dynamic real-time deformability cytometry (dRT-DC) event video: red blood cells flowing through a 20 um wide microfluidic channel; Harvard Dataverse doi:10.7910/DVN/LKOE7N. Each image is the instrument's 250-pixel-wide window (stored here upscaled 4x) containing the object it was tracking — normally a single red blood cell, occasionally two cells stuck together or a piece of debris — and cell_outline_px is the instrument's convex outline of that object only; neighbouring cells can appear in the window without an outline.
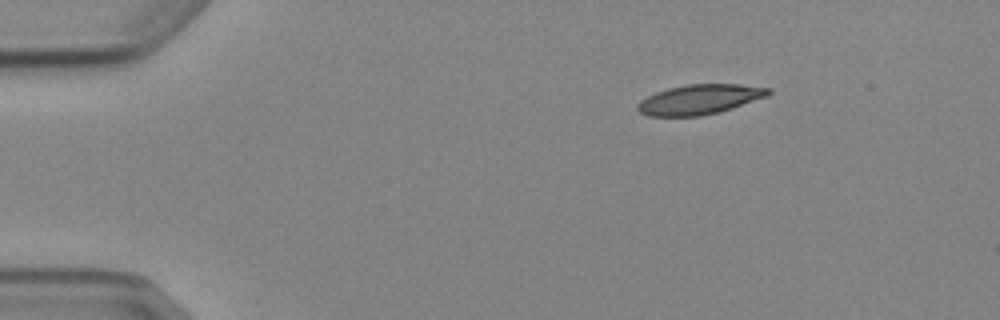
{"species": "Egyptian fruit bat (a non-hibernating species)", "species_latin": "Rousettus aegyptiacus", "temperature_condition": "cold", "stored_images_in_passage": 3, "camera_frame_rate_fps": 3000, "um_per_image_px": 0.085, "animal": {"sex": "female"}, "frame": {"image": 1, "passage_image": 1, "time_ms": 0.0, "image_size_px": [1000, 320], "cell_outline_px": [[772, 92], [768, 96], [720, 112], [700, 116], [648, 116], [640, 112], [636, 108], [636, 104], [640, 100], [656, 92], [668, 88], [688, 84], [740, 84], [772, 88]], "centroid_in_image_um": [59.48, 8.45], "position_along_channel_um": 25.5, "area_um2": 22.89}}